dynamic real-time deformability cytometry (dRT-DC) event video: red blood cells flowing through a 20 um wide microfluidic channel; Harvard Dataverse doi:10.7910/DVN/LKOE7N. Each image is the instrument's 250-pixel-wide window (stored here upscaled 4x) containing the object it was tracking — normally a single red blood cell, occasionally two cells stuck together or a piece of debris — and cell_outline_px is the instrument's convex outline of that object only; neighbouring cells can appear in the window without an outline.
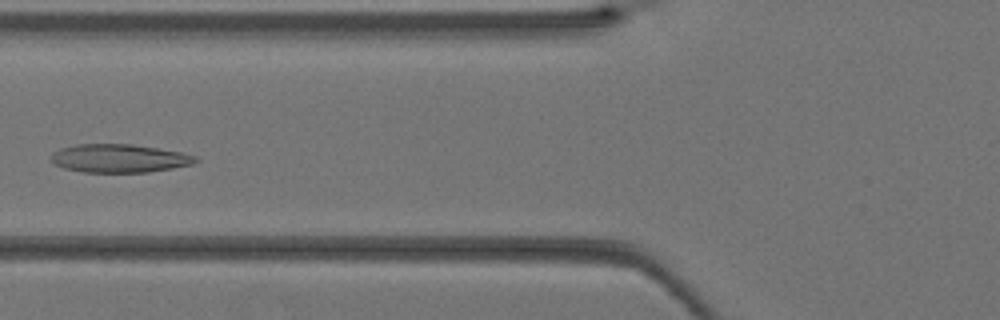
{"species": "Egyptian fruit bat (a non-hibernating species)", "species_latin": "Rousettus aegyptiacus", "temperature_condition": "warm", "stored_images_in_passage": 31, "camera_frame_rate_fps": 3000, "um_per_image_px": 0.085, "animal": {"sex": "female"}, "frame": {"image": 1, "passage_image": 10, "time_ms": 3.0, "image_size_px": [1000, 320], "cell_outline_px": [[200, 160], [192, 164], [172, 168], [148, 172], [84, 172], [64, 168], [56, 164], [52, 160], [52, 152], [60, 148], [76, 144], [132, 144], [180, 152], [196, 156]], "centroid_in_image_um": [10.14, 13.45], "position_along_channel_um": 115.7, "area_um2": 23.7}}
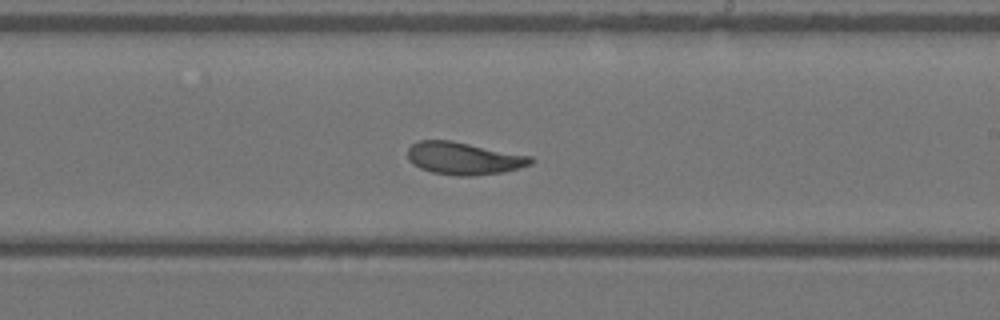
{"frame": {"image": 2, "passage_image": 18, "time_ms": 5.667, "image_size_px": [1000, 320], "cell_outline_px": [[536, 160], [532, 164], [504, 172], [472, 176], [456, 176], [432, 172], [420, 168], [412, 164], [408, 160], [408, 148], [412, 144], [420, 140], [452, 140], [532, 156]], "centroid_in_image_um": [39.44, 13.46], "position_along_channel_um": 249.6, "area_um2": 23.52}}
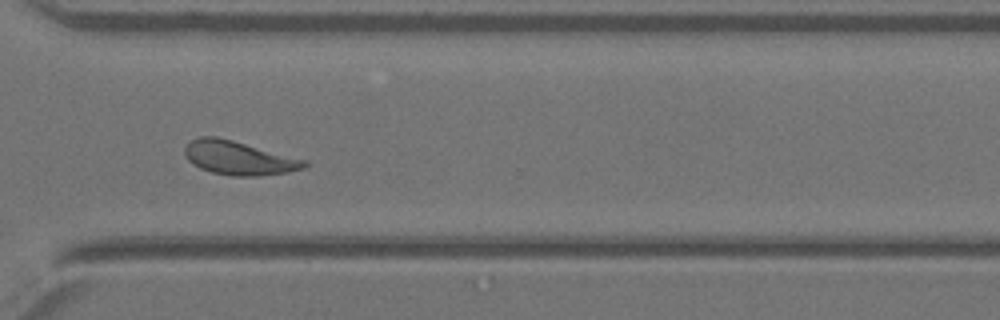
{"frame": {"image": 3, "passage_image": 24, "time_ms": 7.667, "image_size_px": [1000, 320], "cell_outline_px": [[308, 164], [304, 168], [288, 172], [256, 176], [232, 176], [212, 172], [200, 168], [192, 164], [188, 160], [184, 152], [184, 148], [192, 140], [200, 136], [216, 136], [232, 140], [308, 160]], "centroid_in_image_um": [20.3, 13.43], "position_along_channel_um": 350.3, "area_um2": 23.52}}